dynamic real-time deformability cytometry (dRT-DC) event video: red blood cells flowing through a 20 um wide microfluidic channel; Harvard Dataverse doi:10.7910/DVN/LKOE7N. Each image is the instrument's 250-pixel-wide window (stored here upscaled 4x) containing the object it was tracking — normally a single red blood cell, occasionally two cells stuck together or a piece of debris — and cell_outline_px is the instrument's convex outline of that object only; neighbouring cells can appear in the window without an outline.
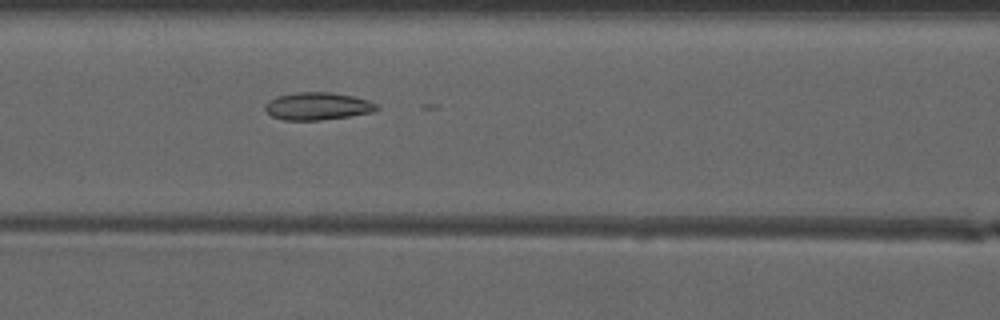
{"species": "common noctule bat (a hibernating species)", "species_latin": "Nyctalus noctula", "temperature_condition": "warm", "stored_images_in_passage": 32, "camera_frame_rate_fps": 3000, "um_per_image_px": 0.085, "animal": {"sex": "male", "forearm_length_mm": 52.5}, "frame": {"image": 1, "passage_image": 7, "time_ms": 2.0, "image_size_px": [1000, 320], "cell_outline_px": [[380, 108], [372, 112], [348, 116], [320, 120], [284, 120], [272, 116], [264, 108], [264, 104], [268, 100], [276, 96], [296, 92], [328, 92], [352, 96], [368, 100], [376, 104]], "centroid_in_image_um": [26.96, 9.02], "position_along_channel_um": 139.6, "area_um2": 17.86}}
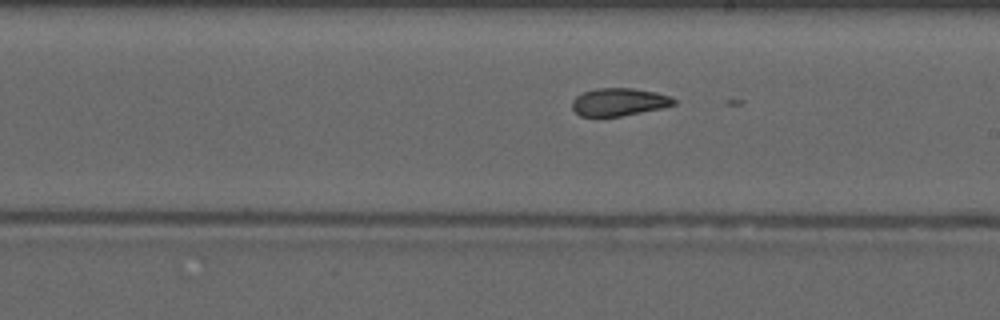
{"frame": {"image": 2, "passage_image": 14, "time_ms": 4.333, "image_size_px": [1000, 320], "cell_outline_px": [[676, 104], [660, 108], [620, 116], [580, 116], [572, 108], [572, 100], [576, 96], [584, 92], [596, 88], [632, 88], [656, 92], [672, 96], [676, 100]], "centroid_in_image_um": [52.62, 8.65], "position_along_channel_um": 236.4, "area_um2": 16.36}}
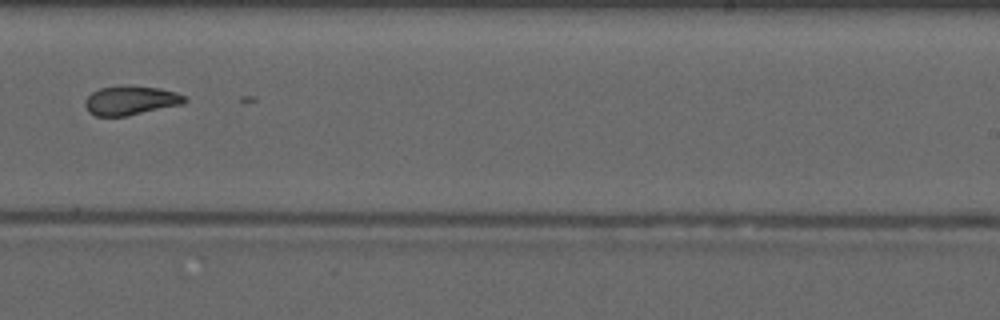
{"frame": {"image": 3, "passage_image": 17, "time_ms": 5.333, "image_size_px": [1000, 320], "cell_outline_px": [[188, 100], [184, 104], [124, 116], [96, 116], [88, 112], [84, 104], [84, 100], [92, 92], [100, 88], [160, 88], [176, 92], [184, 96]], "centroid_in_image_um": [11.11, 8.58], "position_along_channel_um": 277.9, "area_um2": 16.24}, "authors_computed_cell_mechanics": {"area_um2": 17.3111, "velocity_mm_per_s": 4.1822, "shape_relaxation_time_tau1_ms": null, "shape_relaxation_time_tau2_ms": 2.0424, "deformation_change_tau1": null, "deformation_change_tau2": 0.0728}}